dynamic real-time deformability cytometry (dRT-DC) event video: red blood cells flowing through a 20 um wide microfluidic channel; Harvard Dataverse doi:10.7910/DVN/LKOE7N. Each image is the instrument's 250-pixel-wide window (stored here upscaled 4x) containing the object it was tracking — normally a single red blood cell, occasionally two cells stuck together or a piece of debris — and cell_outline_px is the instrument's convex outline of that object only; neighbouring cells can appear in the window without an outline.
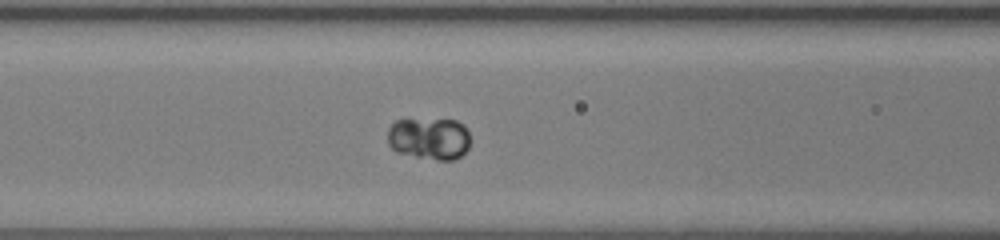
{"species": "human", "species_latin": "Homo sapiens", "temperature_condition": "room temperature", "stored_images_in_passage": 41, "camera_frame_rate_fps": 3000, "um_per_image_px": 0.085, "donor": {"sex": "female"}, "frame": {"image": 1, "passage_image": 13, "time_ms": 4.0, "image_size_px": [1000, 240], "cell_outline_px": [[468, 148], [460, 156], [452, 160], [436, 160], [396, 152], [388, 144], [388, 128], [396, 120], [456, 120], [464, 124], [468, 132]], "centroid_in_image_um": [36.47, 11.78], "position_along_channel_um": 130.1, "area_um2": 20.11}}
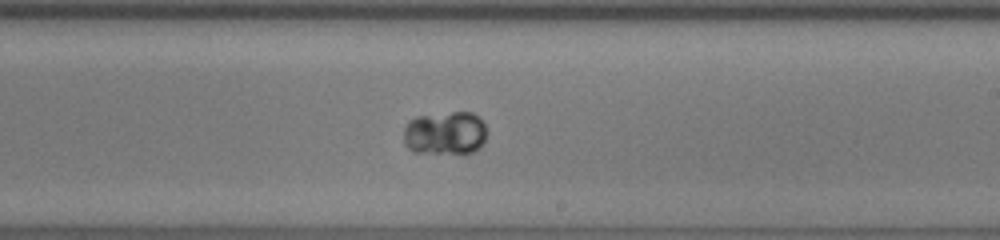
{"frame": {"image": 2, "passage_image": 22, "time_ms": 7.0, "image_size_px": [1000, 240], "cell_outline_px": [[484, 140], [472, 152], [412, 152], [404, 144], [404, 128], [408, 120], [416, 116], [452, 112], [472, 112], [484, 124]], "centroid_in_image_um": [37.76, 11.29], "position_along_channel_um": 251.2, "area_um2": 20.63}}
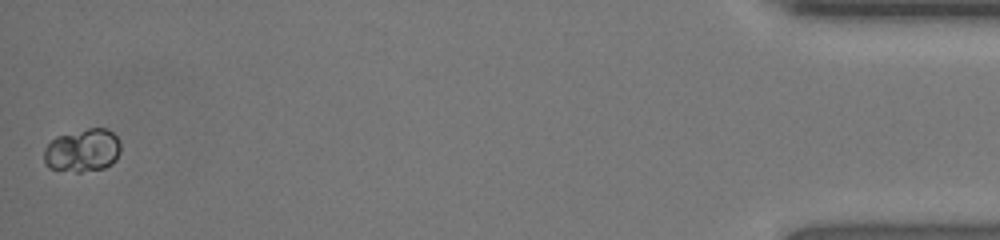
{"frame": {"image": 3, "passage_image": 41, "time_ms": 13.333, "image_size_px": [1000, 240], "cell_outline_px": [[120, 152], [116, 160], [112, 164], [104, 168], [80, 172], [76, 172], [48, 168], [44, 164], [44, 148], [56, 136], [88, 128], [108, 128], [120, 140]], "centroid_in_image_um": [7.02, 12.79], "position_along_channel_um": 428.2, "area_um2": 19.48}}